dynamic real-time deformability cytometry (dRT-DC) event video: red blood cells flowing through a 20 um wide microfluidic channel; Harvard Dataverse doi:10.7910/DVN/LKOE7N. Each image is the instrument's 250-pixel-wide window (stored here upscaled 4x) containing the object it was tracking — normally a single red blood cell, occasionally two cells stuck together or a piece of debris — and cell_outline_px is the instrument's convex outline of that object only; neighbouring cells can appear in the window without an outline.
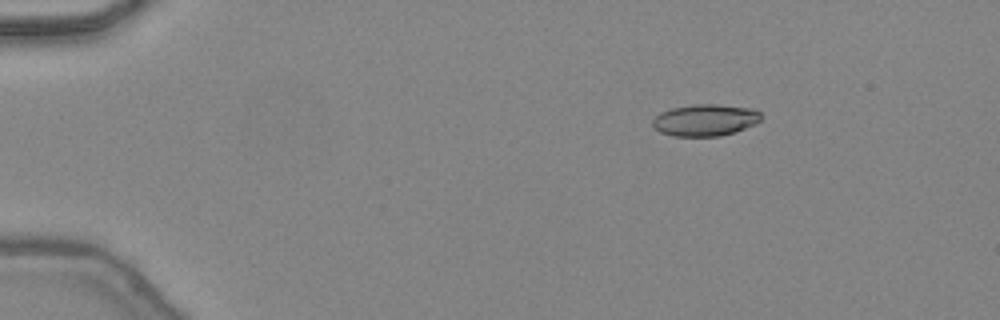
{"species": "common noctule bat (a hibernating species)", "species_latin": "Nyctalus noctula", "temperature_condition": "warm", "stored_images_in_passage": 40, "camera_frame_rate_fps": 3000, "um_per_image_px": 0.085, "animal": {"sex": "female", "body_mass_g": 24.6, "forearm_length_mm": 56.2}, "frame": {"image": 1, "passage_image": 1, "time_ms": 0.0, "image_size_px": [1000, 320], "cell_outline_px": [[760, 120], [756, 124], [736, 132], [720, 136], [672, 136], [660, 132], [652, 124], [652, 120], [660, 112], [672, 108], [696, 104], [716, 104], [752, 108], [760, 112]], "centroid_in_image_um": [59.95, 10.21], "position_along_channel_um": 25.1, "area_um2": 20.11}}
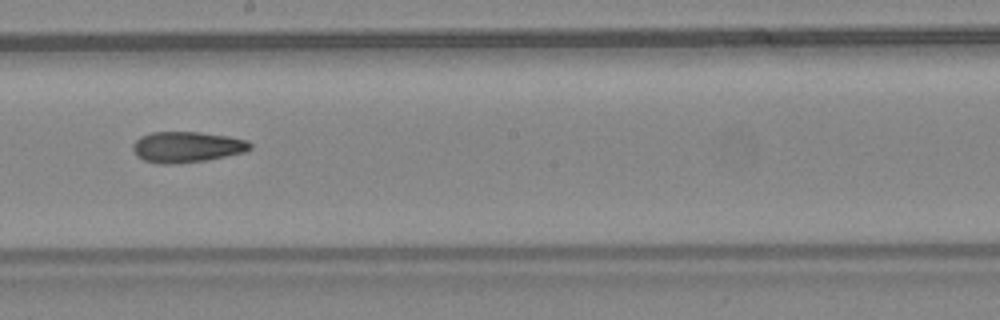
{"frame": {"image": 2, "passage_image": 21, "time_ms": 6.667, "image_size_px": [1000, 320], "cell_outline_px": [[252, 148], [244, 152], [204, 160], [176, 164], [160, 164], [144, 160], [136, 156], [132, 148], [132, 144], [140, 136], [152, 132], [200, 132], [228, 136], [248, 140], [252, 144]], "centroid_in_image_um": [15.86, 12.49], "position_along_channel_um": 232.3, "area_um2": 21.1}}
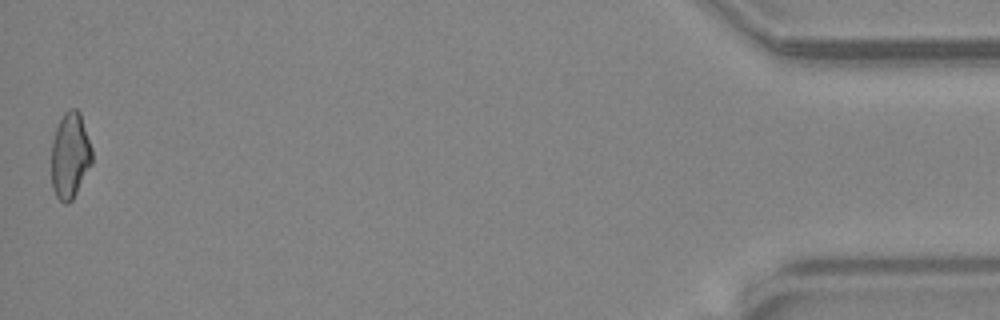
{"frame": {"image": 3, "passage_image": 40, "time_ms": 13.0, "image_size_px": [1000, 320], "cell_outline_px": [[92, 164], [72, 200], [68, 204], [64, 204], [56, 196], [52, 188], [52, 140], [56, 128], [64, 112], [68, 108], [76, 108], [80, 112], [92, 148]], "centroid_in_image_um": [5.96, 13.21], "position_along_channel_um": 429.2, "area_um2": 20.46}}